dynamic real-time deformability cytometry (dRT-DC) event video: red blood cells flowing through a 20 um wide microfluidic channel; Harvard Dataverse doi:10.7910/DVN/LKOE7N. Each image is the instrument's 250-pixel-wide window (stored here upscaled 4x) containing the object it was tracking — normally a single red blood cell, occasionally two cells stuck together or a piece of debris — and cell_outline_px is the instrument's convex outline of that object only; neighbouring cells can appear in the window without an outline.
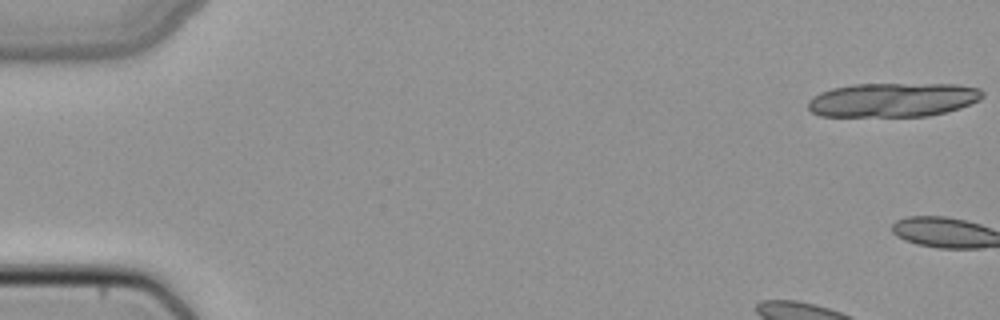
{"species": "common noctule bat (a hibernating species)", "species_latin": "Nyctalus noctula", "temperature_condition": "cold", "stored_images_in_passage": 3, "camera_frame_rate_fps": 3000, "um_per_image_px": 0.085, "animal": {"sex": "female", "body_mass_g": 22.7, "forearm_length_mm": 54.2}, "frame": {"image": 1, "passage_image": 1, "time_ms": 0.0, "image_size_px": [1000, 320], "cell_outline_px": [[984, 96], [980, 100], [960, 108], [948, 112], [928, 116], [820, 116], [812, 112], [808, 108], [808, 100], [812, 96], [820, 92], [832, 88], [852, 84], [956, 84], [980, 88], [984, 92]], "centroid_in_image_um": [75.91, 8.48], "position_along_channel_um": 9.1, "area_um2": 35.03}}